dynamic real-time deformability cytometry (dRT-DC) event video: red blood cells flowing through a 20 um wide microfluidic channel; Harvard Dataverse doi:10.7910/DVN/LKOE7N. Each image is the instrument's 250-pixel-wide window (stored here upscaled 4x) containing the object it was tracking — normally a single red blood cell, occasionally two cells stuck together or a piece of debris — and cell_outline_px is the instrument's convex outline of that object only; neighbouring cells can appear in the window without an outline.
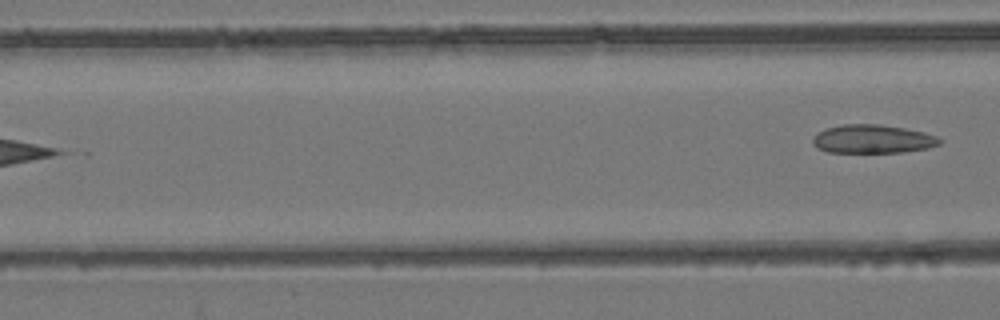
{"species": "common noctule bat (a hibernating species)", "species_latin": "Nyctalus noctula", "temperature_condition": "room temperature", "stored_images_in_passage": 8, "camera_frame_rate_fps": 3000, "um_per_image_px": 0.085, "animal": {"sex": "female", "body_mass_g": 24.6, "forearm_length_mm": 56.2}, "frame": {"image": 1, "passage_image": 8, "time_ms": 8.0, "image_size_px": [1000, 320], "cell_outline_px": [[944, 140], [940, 144], [928, 148], [904, 152], [828, 152], [816, 148], [812, 144], [812, 140], [816, 132], [824, 128], [844, 124], [880, 124], [904, 128], [924, 132], [936, 136]], "centroid_in_image_um": [74.15, 11.81], "position_along_channel_um": 92.4, "area_um2": 21.33}}